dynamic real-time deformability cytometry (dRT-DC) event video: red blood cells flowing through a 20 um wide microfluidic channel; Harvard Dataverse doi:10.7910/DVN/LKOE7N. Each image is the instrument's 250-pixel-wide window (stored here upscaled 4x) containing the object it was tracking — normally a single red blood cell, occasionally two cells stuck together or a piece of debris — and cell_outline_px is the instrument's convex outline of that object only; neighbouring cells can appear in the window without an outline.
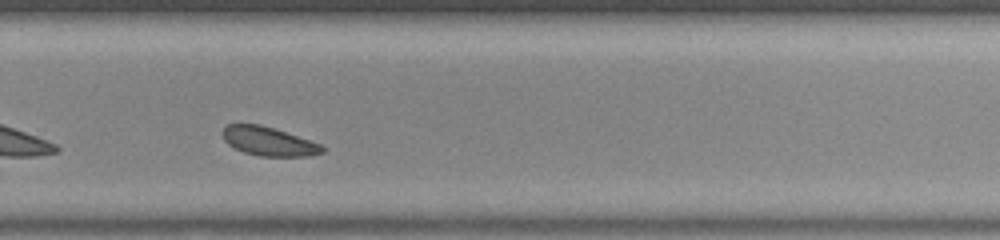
{"species": "common noctule bat (a hibernating species)", "species_latin": "Nyctalus noctula", "temperature_condition": "room temperature", "stored_images_in_passage": 34, "camera_frame_rate_fps": 3000, "um_per_image_px": 0.085, "animal": {"sex": "male", "body_mass_g": 20.0, "forearm_length_mm": 53.3}, "frame": {"image": 1, "passage_image": 25, "time_ms": 8.0, "image_size_px": [1000, 240], "cell_outline_px": [[328, 148], [324, 152], [308, 156], [260, 156], [244, 152], [228, 144], [224, 140], [220, 132], [228, 124], [260, 124], [320, 144]], "centroid_in_image_um": [22.82, 12.02], "position_along_channel_um": 307.0, "area_um2": 16.59}, "authors_computed_cell_mechanics": {"area_um2": 17.2244, "velocity_mm_per_s": 3.8121, "shape_relaxation_time_tau1_ms": 3.2972, "shape_relaxation_time_tau2_ms": 3.1081, "deformation_change_tau1": 0.0599, "deformation_change_tau2": 0.0866}}